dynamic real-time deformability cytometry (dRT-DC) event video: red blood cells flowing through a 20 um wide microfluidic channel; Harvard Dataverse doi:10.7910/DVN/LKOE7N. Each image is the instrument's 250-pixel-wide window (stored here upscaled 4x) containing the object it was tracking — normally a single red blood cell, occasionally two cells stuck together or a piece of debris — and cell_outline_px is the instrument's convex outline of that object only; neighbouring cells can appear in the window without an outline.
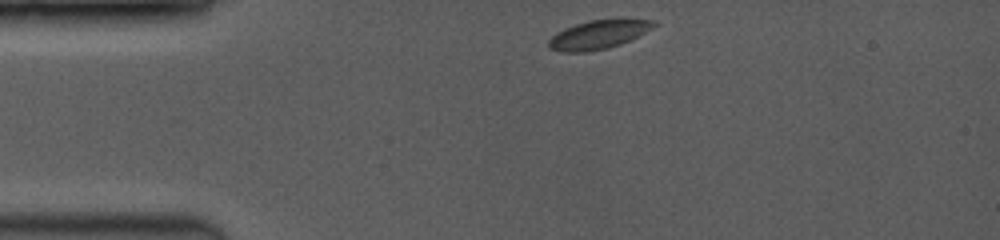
{"species": "common noctule bat (a hibernating species)", "species_latin": "Nyctalus noctula", "temperature_condition": "room temperature", "stored_images_in_passage": 2, "camera_frame_rate_fps": 3500, "um_per_image_px": 0.085, "animal": {"sex": "female", "body_mass_g": 19.0, "forearm_length_mm": 53.3}, "frame": {"image": 1, "passage_image": 1, "time_ms": 0.0, "image_size_px": [1000, 240], "cell_outline_px": [[656, 24], [652, 28], [620, 44], [608, 48], [584, 52], [564, 52], [548, 48], [548, 40], [552, 36], [564, 28], [588, 20], [652, 20]], "centroid_in_image_um": [50.78, 2.96], "position_along_channel_um": 34.2, "area_um2": 17.11}}